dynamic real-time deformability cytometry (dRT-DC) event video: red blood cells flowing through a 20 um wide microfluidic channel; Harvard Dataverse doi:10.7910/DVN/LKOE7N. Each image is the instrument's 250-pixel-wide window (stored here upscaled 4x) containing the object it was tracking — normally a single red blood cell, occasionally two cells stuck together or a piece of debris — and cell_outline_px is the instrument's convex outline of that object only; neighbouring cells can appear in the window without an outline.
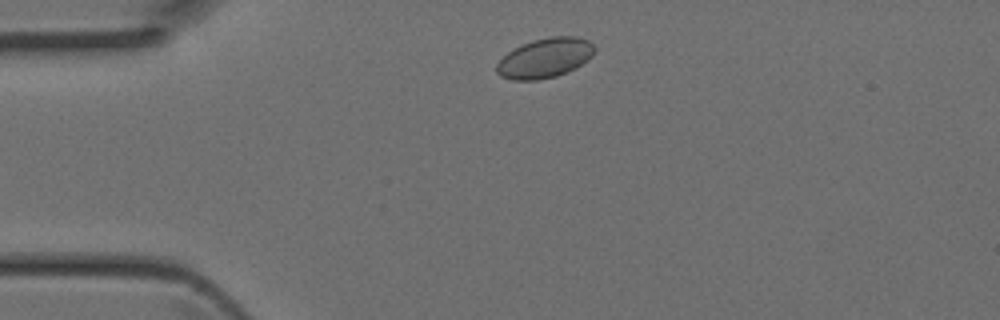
{"species": "Egyptian fruit bat (a non-hibernating species)", "species_latin": "Rousettus aegyptiacus", "temperature_condition": "room temperature", "stored_images_in_passage": 37, "camera_frame_rate_fps": 3000, "um_per_image_px": 0.085, "animal": {"sex": "female"}, "frame": {"image": 1, "passage_image": 3, "time_ms": 0.667, "image_size_px": [1000, 320], "cell_outline_px": [[596, 48], [592, 56], [588, 60], [576, 68], [556, 76], [536, 80], [512, 80], [500, 76], [496, 72], [496, 64], [508, 52], [532, 40], [552, 36], [576, 36], [588, 40]], "centroid_in_image_um": [46.34, 4.93], "position_along_channel_um": 38.7, "area_um2": 22.6}}
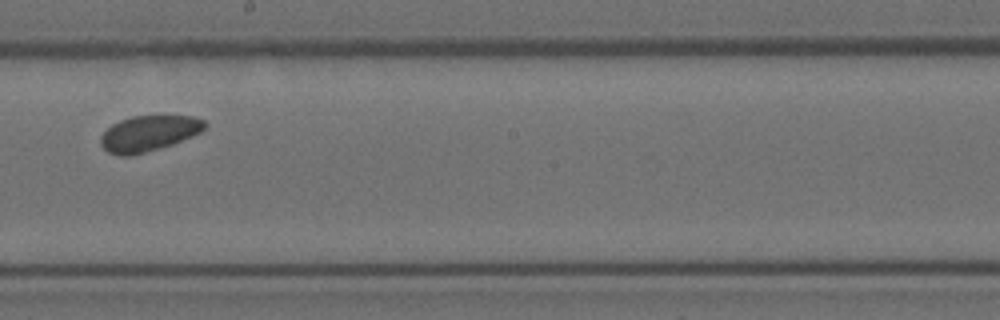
{"frame": {"image": 2, "passage_image": 18, "time_ms": 5.667, "image_size_px": [1000, 320], "cell_outline_px": [[208, 128], [192, 136], [172, 144], [144, 152], [128, 156], [120, 156], [108, 152], [100, 144], [100, 136], [112, 124], [120, 120], [132, 116], [160, 112], [192, 116], [204, 120], [208, 124]], "centroid_in_image_um": [12.69, 11.27], "position_along_channel_um": 235.5, "area_um2": 22.43}}
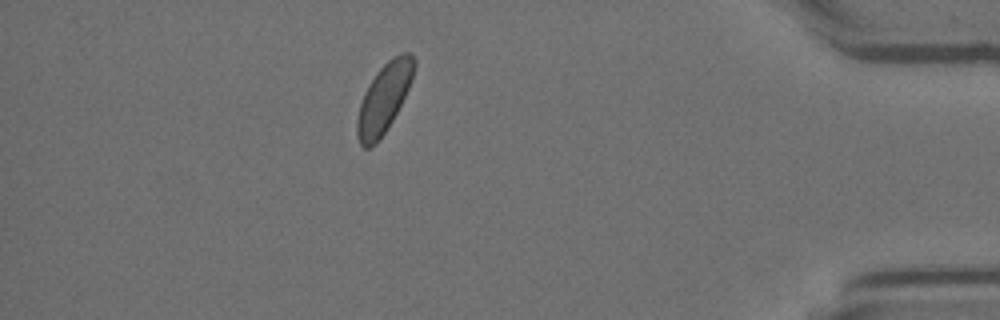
{"frame": {"image": 3, "passage_image": 32, "time_ms": 10.333, "image_size_px": [1000, 320], "cell_outline_px": [[416, 64], [408, 88], [392, 120], [384, 132], [368, 148], [364, 148], [360, 144], [356, 136], [356, 120], [360, 104], [364, 92], [368, 84], [376, 72], [392, 56], [400, 52], [408, 52], [416, 60]], "centroid_in_image_um": [32.61, 8.29], "position_along_channel_um": 402.6, "area_um2": 22.54}}